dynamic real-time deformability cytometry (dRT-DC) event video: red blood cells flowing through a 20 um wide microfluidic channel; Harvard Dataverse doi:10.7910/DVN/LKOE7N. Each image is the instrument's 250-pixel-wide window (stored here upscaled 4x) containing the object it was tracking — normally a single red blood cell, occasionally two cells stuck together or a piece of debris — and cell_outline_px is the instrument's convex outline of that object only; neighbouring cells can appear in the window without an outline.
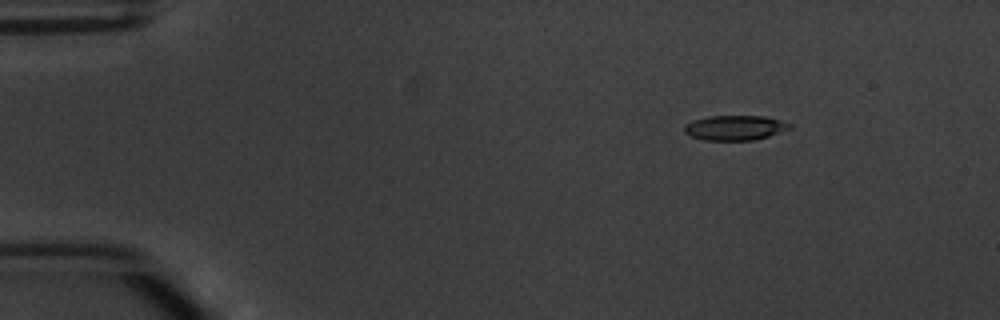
{"species": "common noctule bat (a hibernating species)", "species_latin": "Nyctalus noctula", "temperature_condition": "warm", "stored_images_in_passage": 6, "camera_frame_rate_fps": 3000, "um_per_image_px": 0.085, "animal": {"sex": "male", "body_mass_g": 20.1, "forearm_length_mm": 53.5}, "frame": {"image": 1, "passage_image": 2, "time_ms": 1.0, "image_size_px": [1000, 320], "cell_outline_px": [[792, 128], [756, 140], [704, 140], [692, 136], [684, 132], [684, 124], [692, 120], [708, 116], [764, 116], [780, 120], [792, 124]], "centroid_in_image_um": [62.47, 10.85], "position_along_channel_um": 22.5, "area_um2": 15.32}}
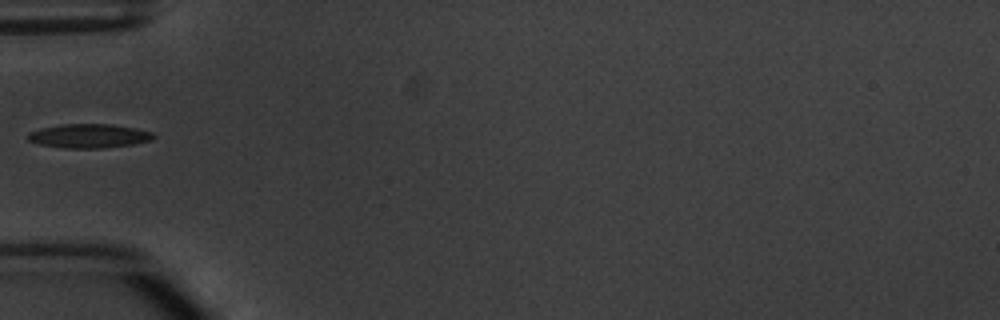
{"frame": {"image": 2, "passage_image": 5, "time_ms": 4.667, "image_size_px": [1000, 320], "cell_outline_px": [[156, 136], [152, 140], [132, 144], [104, 148], [64, 148], [40, 144], [28, 140], [28, 132], [40, 128], [60, 124], [112, 124], [136, 128], [152, 132]], "centroid_in_image_um": [7.57, 11.55], "position_along_channel_um": 77.4, "area_um2": 17.63}}